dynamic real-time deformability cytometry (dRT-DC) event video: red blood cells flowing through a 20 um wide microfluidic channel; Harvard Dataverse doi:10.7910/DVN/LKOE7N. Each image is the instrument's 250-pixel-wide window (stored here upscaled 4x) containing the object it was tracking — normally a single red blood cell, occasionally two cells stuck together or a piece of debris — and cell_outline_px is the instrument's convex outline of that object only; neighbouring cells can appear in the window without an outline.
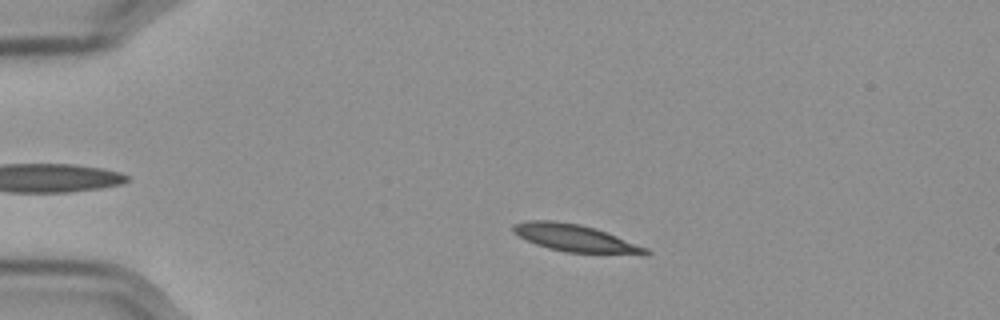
{"species": "Egyptian fruit bat (a non-hibernating species)", "species_latin": "Rousettus aegyptiacus", "temperature_condition": "cold", "stored_images_in_passage": 54, "camera_frame_rate_fps": 3000, "um_per_image_px": 0.085, "frame": {"image": 1, "passage_image": 9, "time_ms": 2.667, "image_size_px": [1000, 320], "cell_outline_px": [[652, 252], [648, 256], [644, 256], [564, 252], [548, 248], [536, 244], [512, 232], [512, 224], [528, 220], [556, 220], [580, 224], [596, 228], [648, 248]], "centroid_in_image_um": [48.98, 20.26], "position_along_channel_um": 36.0, "area_um2": 21.62}}
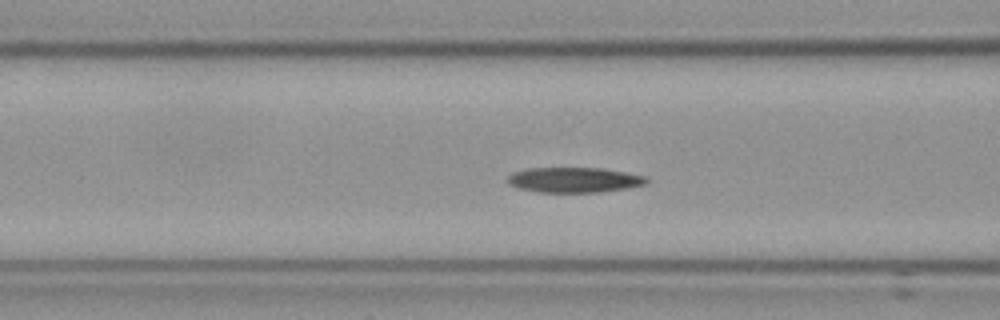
{"frame": {"image": 2, "passage_image": 20, "time_ms": 6.333, "image_size_px": [1000, 320], "cell_outline_px": [[652, 180], [644, 184], [624, 188], [600, 192], [536, 192], [520, 188], [508, 184], [508, 176], [512, 172], [528, 168], [600, 168], [624, 172], [644, 176]], "centroid_in_image_um": [48.77, 15.29], "position_along_channel_um": 117.8, "area_um2": 20.23}}
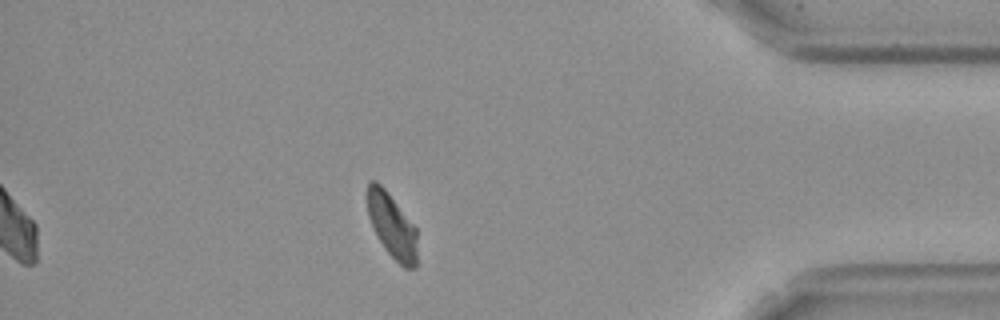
{"frame": {"image": 3, "passage_image": 47, "time_ms": 15.333, "image_size_px": [1000, 320], "cell_outline_px": [[416, 268], [404, 268], [384, 248], [368, 216], [368, 180], [376, 180], [384, 188], [416, 228]], "centroid_in_image_um": [33.32, 19.19], "position_along_channel_um": 401.9, "area_um2": 18.21}, "authors_computed_cell_mechanics": {"area_um2": 20.2589, "velocity_mm_per_s": 3.5418, "shape_relaxation_time_tau1_ms": 9.5387, "shape_relaxation_time_tau2_ms": 4.6529, "deformation_change_tau1": 0.223, "deformation_change_tau2": 0.0832}}